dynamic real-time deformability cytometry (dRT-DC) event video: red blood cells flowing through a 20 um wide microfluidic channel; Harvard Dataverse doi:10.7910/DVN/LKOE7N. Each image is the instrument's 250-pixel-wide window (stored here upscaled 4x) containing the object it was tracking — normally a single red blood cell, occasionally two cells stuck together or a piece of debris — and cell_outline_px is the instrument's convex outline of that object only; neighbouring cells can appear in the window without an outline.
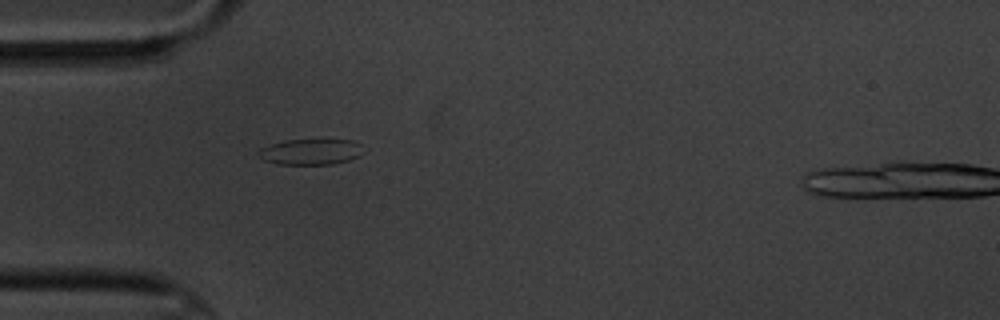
{"species": "common noctule bat (a hibernating species)", "species_latin": "Nyctalus noctula", "temperature_condition": "cold", "stored_images_in_passage": 2, "camera_frame_rate_fps": 3000, "um_per_image_px": 0.085, "animal": {"sex": "male", "body_mass_g": 20.1, "forearm_length_mm": 53.5}, "frame": {"image": 1, "passage_image": 1, "time_ms": 0.0, "image_size_px": [1000, 320], "cell_outline_px": [[360, 156], [348, 160], [332, 164], [276, 164], [264, 160], [256, 156], [256, 152], [260, 148], [284, 140], [352, 140], [360, 144]], "centroid_in_image_um": [26.33, 12.91], "position_along_channel_um": 58.7, "area_um2": 15.66}}